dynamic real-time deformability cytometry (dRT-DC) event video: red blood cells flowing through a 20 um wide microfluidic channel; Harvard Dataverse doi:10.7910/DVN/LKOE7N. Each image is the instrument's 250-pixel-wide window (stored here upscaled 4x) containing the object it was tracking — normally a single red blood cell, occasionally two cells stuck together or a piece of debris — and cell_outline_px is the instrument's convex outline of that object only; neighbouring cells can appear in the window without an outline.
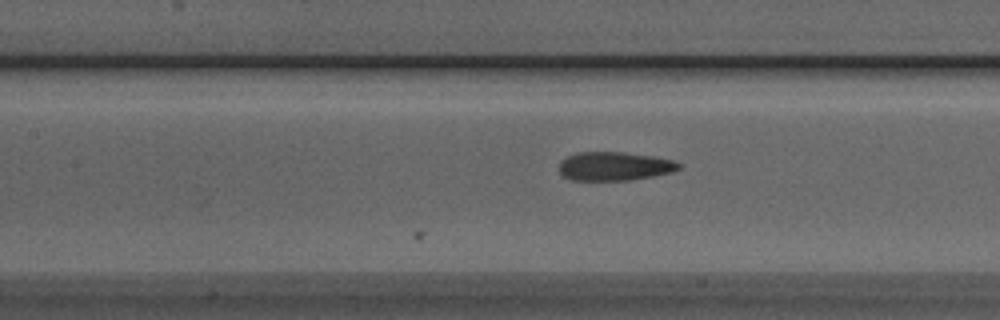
{"species": "Egyptian fruit bat (a non-hibernating species)", "species_latin": "Rousettus aegyptiacus", "temperature_condition": "room temperature", "stored_images_in_passage": 15, "camera_frame_rate_fps": 3000, "um_per_image_px": 0.085, "animal": {"sex": "male"}, "frame": {"image": 1, "passage_image": 15, "time_ms": 4.667, "image_size_px": [1000, 320], "cell_outline_px": [[680, 168], [672, 172], [652, 176], [628, 180], [572, 180], [564, 176], [560, 172], [560, 160], [576, 152], [624, 152], [652, 156], [672, 160], [680, 164]], "centroid_in_image_um": [52.21, 14.12], "position_along_channel_um": 155.2, "area_um2": 19.88}}